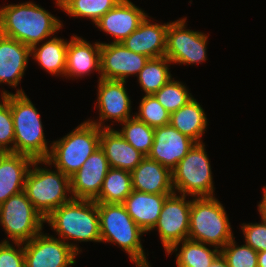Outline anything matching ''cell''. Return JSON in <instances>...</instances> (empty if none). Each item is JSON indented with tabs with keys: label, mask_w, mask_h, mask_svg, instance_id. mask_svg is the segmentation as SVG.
Instances as JSON below:
<instances>
[{
	"label": "cell",
	"mask_w": 266,
	"mask_h": 267,
	"mask_svg": "<svg viewBox=\"0 0 266 267\" xmlns=\"http://www.w3.org/2000/svg\"><path fill=\"white\" fill-rule=\"evenodd\" d=\"M62 25L59 19L34 2L0 8V34L29 47L54 36Z\"/></svg>",
	"instance_id": "6da1fadb"
},
{
	"label": "cell",
	"mask_w": 266,
	"mask_h": 267,
	"mask_svg": "<svg viewBox=\"0 0 266 267\" xmlns=\"http://www.w3.org/2000/svg\"><path fill=\"white\" fill-rule=\"evenodd\" d=\"M45 222L78 254L81 251L78 245L68 240L101 242L98 206L94 200L72 199L52 211Z\"/></svg>",
	"instance_id": "7a4b0ae2"
},
{
	"label": "cell",
	"mask_w": 266,
	"mask_h": 267,
	"mask_svg": "<svg viewBox=\"0 0 266 267\" xmlns=\"http://www.w3.org/2000/svg\"><path fill=\"white\" fill-rule=\"evenodd\" d=\"M9 93V105L14 125V153L27 155L34 160H46L51 151V144L45 138L40 114L27 97L23 89Z\"/></svg>",
	"instance_id": "3957f363"
},
{
	"label": "cell",
	"mask_w": 266,
	"mask_h": 267,
	"mask_svg": "<svg viewBox=\"0 0 266 267\" xmlns=\"http://www.w3.org/2000/svg\"><path fill=\"white\" fill-rule=\"evenodd\" d=\"M101 242L119 245L137 267H151L141 239L145 232L133 221L123 203H97Z\"/></svg>",
	"instance_id": "277c9868"
},
{
	"label": "cell",
	"mask_w": 266,
	"mask_h": 267,
	"mask_svg": "<svg viewBox=\"0 0 266 267\" xmlns=\"http://www.w3.org/2000/svg\"><path fill=\"white\" fill-rule=\"evenodd\" d=\"M101 128L84 121L69 134L53 141L51 151L42 165L59 169L64 175L72 177L85 163L88 157L100 147Z\"/></svg>",
	"instance_id": "5b68a950"
},
{
	"label": "cell",
	"mask_w": 266,
	"mask_h": 267,
	"mask_svg": "<svg viewBox=\"0 0 266 267\" xmlns=\"http://www.w3.org/2000/svg\"><path fill=\"white\" fill-rule=\"evenodd\" d=\"M225 207L215 197L191 200L188 239L220 248L234 237Z\"/></svg>",
	"instance_id": "8992f818"
},
{
	"label": "cell",
	"mask_w": 266,
	"mask_h": 267,
	"mask_svg": "<svg viewBox=\"0 0 266 267\" xmlns=\"http://www.w3.org/2000/svg\"><path fill=\"white\" fill-rule=\"evenodd\" d=\"M38 164H41V160L33 161L26 176L24 191L33 206L46 218L62 204L71 201L73 197L70 177L57 168L52 171L40 168ZM69 193L70 196H67Z\"/></svg>",
	"instance_id": "52a82bcc"
},
{
	"label": "cell",
	"mask_w": 266,
	"mask_h": 267,
	"mask_svg": "<svg viewBox=\"0 0 266 267\" xmlns=\"http://www.w3.org/2000/svg\"><path fill=\"white\" fill-rule=\"evenodd\" d=\"M174 192L193 197H214L211 165L204 143H195L172 170Z\"/></svg>",
	"instance_id": "ba28073f"
},
{
	"label": "cell",
	"mask_w": 266,
	"mask_h": 267,
	"mask_svg": "<svg viewBox=\"0 0 266 267\" xmlns=\"http://www.w3.org/2000/svg\"><path fill=\"white\" fill-rule=\"evenodd\" d=\"M45 218L33 206L25 191L0 205V224L13 243H26L43 230Z\"/></svg>",
	"instance_id": "9c48e42d"
},
{
	"label": "cell",
	"mask_w": 266,
	"mask_h": 267,
	"mask_svg": "<svg viewBox=\"0 0 266 267\" xmlns=\"http://www.w3.org/2000/svg\"><path fill=\"white\" fill-rule=\"evenodd\" d=\"M186 19L169 22L165 56L177 64H199L206 61L208 36L199 31L186 29Z\"/></svg>",
	"instance_id": "30bf717a"
},
{
	"label": "cell",
	"mask_w": 266,
	"mask_h": 267,
	"mask_svg": "<svg viewBox=\"0 0 266 267\" xmlns=\"http://www.w3.org/2000/svg\"><path fill=\"white\" fill-rule=\"evenodd\" d=\"M186 195L172 193L167 196L159 219L154 226L165 252L176 243L188 239L191 200H185Z\"/></svg>",
	"instance_id": "8fae6325"
},
{
	"label": "cell",
	"mask_w": 266,
	"mask_h": 267,
	"mask_svg": "<svg viewBox=\"0 0 266 267\" xmlns=\"http://www.w3.org/2000/svg\"><path fill=\"white\" fill-rule=\"evenodd\" d=\"M42 231L23 243L25 267H69L78 253L62 239Z\"/></svg>",
	"instance_id": "7c38bea8"
},
{
	"label": "cell",
	"mask_w": 266,
	"mask_h": 267,
	"mask_svg": "<svg viewBox=\"0 0 266 267\" xmlns=\"http://www.w3.org/2000/svg\"><path fill=\"white\" fill-rule=\"evenodd\" d=\"M150 58L127 49L120 43H101L100 78L126 81L130 75H138Z\"/></svg>",
	"instance_id": "4fadbf2b"
},
{
	"label": "cell",
	"mask_w": 266,
	"mask_h": 267,
	"mask_svg": "<svg viewBox=\"0 0 266 267\" xmlns=\"http://www.w3.org/2000/svg\"><path fill=\"white\" fill-rule=\"evenodd\" d=\"M125 84L126 81L99 79L96 102L98 106L95 105L100 112L99 122L91 120V123L101 129L112 128V126L105 125L104 122L110 119L122 123L134 117L131 115V100L125 89Z\"/></svg>",
	"instance_id": "5bb4252c"
},
{
	"label": "cell",
	"mask_w": 266,
	"mask_h": 267,
	"mask_svg": "<svg viewBox=\"0 0 266 267\" xmlns=\"http://www.w3.org/2000/svg\"><path fill=\"white\" fill-rule=\"evenodd\" d=\"M110 168L105 152L99 147L70 177L73 199L95 200L99 196L102 183Z\"/></svg>",
	"instance_id": "9a60e30c"
},
{
	"label": "cell",
	"mask_w": 266,
	"mask_h": 267,
	"mask_svg": "<svg viewBox=\"0 0 266 267\" xmlns=\"http://www.w3.org/2000/svg\"><path fill=\"white\" fill-rule=\"evenodd\" d=\"M196 142L170 124L155 128L154 140L148 155L171 171Z\"/></svg>",
	"instance_id": "2e32d148"
},
{
	"label": "cell",
	"mask_w": 266,
	"mask_h": 267,
	"mask_svg": "<svg viewBox=\"0 0 266 267\" xmlns=\"http://www.w3.org/2000/svg\"><path fill=\"white\" fill-rule=\"evenodd\" d=\"M147 14L130 0H120L118 4L106 12L95 25L100 30L110 34L120 43L134 32Z\"/></svg>",
	"instance_id": "e0dca14e"
},
{
	"label": "cell",
	"mask_w": 266,
	"mask_h": 267,
	"mask_svg": "<svg viewBox=\"0 0 266 267\" xmlns=\"http://www.w3.org/2000/svg\"><path fill=\"white\" fill-rule=\"evenodd\" d=\"M146 16L139 27L121 43L129 50L145 55L146 57L159 58L165 56L168 22L164 24L151 23Z\"/></svg>",
	"instance_id": "ac0fdd59"
},
{
	"label": "cell",
	"mask_w": 266,
	"mask_h": 267,
	"mask_svg": "<svg viewBox=\"0 0 266 267\" xmlns=\"http://www.w3.org/2000/svg\"><path fill=\"white\" fill-rule=\"evenodd\" d=\"M31 47L0 34V84L17 87L24 76Z\"/></svg>",
	"instance_id": "d6986e66"
},
{
	"label": "cell",
	"mask_w": 266,
	"mask_h": 267,
	"mask_svg": "<svg viewBox=\"0 0 266 267\" xmlns=\"http://www.w3.org/2000/svg\"><path fill=\"white\" fill-rule=\"evenodd\" d=\"M34 159L19 153H0V205L24 191L27 173Z\"/></svg>",
	"instance_id": "ffe728a7"
},
{
	"label": "cell",
	"mask_w": 266,
	"mask_h": 267,
	"mask_svg": "<svg viewBox=\"0 0 266 267\" xmlns=\"http://www.w3.org/2000/svg\"><path fill=\"white\" fill-rule=\"evenodd\" d=\"M133 190L149 194H172V171L145 156L131 172Z\"/></svg>",
	"instance_id": "44dd1931"
},
{
	"label": "cell",
	"mask_w": 266,
	"mask_h": 267,
	"mask_svg": "<svg viewBox=\"0 0 266 267\" xmlns=\"http://www.w3.org/2000/svg\"><path fill=\"white\" fill-rule=\"evenodd\" d=\"M100 48V42L91 44L85 39L73 35L67 46L65 78L66 76L82 78L94 70L100 74Z\"/></svg>",
	"instance_id": "7402d4cb"
},
{
	"label": "cell",
	"mask_w": 266,
	"mask_h": 267,
	"mask_svg": "<svg viewBox=\"0 0 266 267\" xmlns=\"http://www.w3.org/2000/svg\"><path fill=\"white\" fill-rule=\"evenodd\" d=\"M100 147L105 152L111 168L132 172L145 157L114 128L101 129Z\"/></svg>",
	"instance_id": "603a6c76"
},
{
	"label": "cell",
	"mask_w": 266,
	"mask_h": 267,
	"mask_svg": "<svg viewBox=\"0 0 266 267\" xmlns=\"http://www.w3.org/2000/svg\"><path fill=\"white\" fill-rule=\"evenodd\" d=\"M168 195L133 190L123 204L133 221L147 233L156 225Z\"/></svg>",
	"instance_id": "cb8c5ba5"
},
{
	"label": "cell",
	"mask_w": 266,
	"mask_h": 267,
	"mask_svg": "<svg viewBox=\"0 0 266 267\" xmlns=\"http://www.w3.org/2000/svg\"><path fill=\"white\" fill-rule=\"evenodd\" d=\"M207 120L204 109L193 98L179 110L170 114L169 124L196 143H202L201 136L207 129Z\"/></svg>",
	"instance_id": "d4e9b609"
},
{
	"label": "cell",
	"mask_w": 266,
	"mask_h": 267,
	"mask_svg": "<svg viewBox=\"0 0 266 267\" xmlns=\"http://www.w3.org/2000/svg\"><path fill=\"white\" fill-rule=\"evenodd\" d=\"M38 45V46H37ZM68 41L58 37L51 39L39 46L35 44L31 47V56L37 63L52 75H65L66 56Z\"/></svg>",
	"instance_id": "484cf974"
},
{
	"label": "cell",
	"mask_w": 266,
	"mask_h": 267,
	"mask_svg": "<svg viewBox=\"0 0 266 267\" xmlns=\"http://www.w3.org/2000/svg\"><path fill=\"white\" fill-rule=\"evenodd\" d=\"M180 243V251L176 254L177 267H208L220 254V249L211 250L205 243L190 239L176 243L166 254L178 251Z\"/></svg>",
	"instance_id": "4316f807"
},
{
	"label": "cell",
	"mask_w": 266,
	"mask_h": 267,
	"mask_svg": "<svg viewBox=\"0 0 266 267\" xmlns=\"http://www.w3.org/2000/svg\"><path fill=\"white\" fill-rule=\"evenodd\" d=\"M133 191L131 172L110 168L105 176L96 203H123Z\"/></svg>",
	"instance_id": "83f0119b"
},
{
	"label": "cell",
	"mask_w": 266,
	"mask_h": 267,
	"mask_svg": "<svg viewBox=\"0 0 266 267\" xmlns=\"http://www.w3.org/2000/svg\"><path fill=\"white\" fill-rule=\"evenodd\" d=\"M171 63L172 62L166 56L148 60L137 75L138 82L145 92V95H154L162 86L172 79L168 68Z\"/></svg>",
	"instance_id": "f1b7e54d"
},
{
	"label": "cell",
	"mask_w": 266,
	"mask_h": 267,
	"mask_svg": "<svg viewBox=\"0 0 266 267\" xmlns=\"http://www.w3.org/2000/svg\"><path fill=\"white\" fill-rule=\"evenodd\" d=\"M57 7L69 16L85 17L94 24L109 10L113 9L120 0H55Z\"/></svg>",
	"instance_id": "f546056e"
},
{
	"label": "cell",
	"mask_w": 266,
	"mask_h": 267,
	"mask_svg": "<svg viewBox=\"0 0 266 267\" xmlns=\"http://www.w3.org/2000/svg\"><path fill=\"white\" fill-rule=\"evenodd\" d=\"M122 129L120 135L137 151L144 156H148L154 140L155 129L148 126L145 122L138 120L135 116L120 123Z\"/></svg>",
	"instance_id": "4dcf8cb0"
},
{
	"label": "cell",
	"mask_w": 266,
	"mask_h": 267,
	"mask_svg": "<svg viewBox=\"0 0 266 267\" xmlns=\"http://www.w3.org/2000/svg\"><path fill=\"white\" fill-rule=\"evenodd\" d=\"M154 96L170 114L176 112L193 99L185 84L174 80V78L162 86Z\"/></svg>",
	"instance_id": "1f68e13d"
},
{
	"label": "cell",
	"mask_w": 266,
	"mask_h": 267,
	"mask_svg": "<svg viewBox=\"0 0 266 267\" xmlns=\"http://www.w3.org/2000/svg\"><path fill=\"white\" fill-rule=\"evenodd\" d=\"M152 128L168 125L170 113L158 102L154 95H144L140 101L139 110L134 115Z\"/></svg>",
	"instance_id": "d6a6232c"
},
{
	"label": "cell",
	"mask_w": 266,
	"mask_h": 267,
	"mask_svg": "<svg viewBox=\"0 0 266 267\" xmlns=\"http://www.w3.org/2000/svg\"><path fill=\"white\" fill-rule=\"evenodd\" d=\"M233 237L221 250L220 253L227 261L228 267H258V252L246 243L236 245Z\"/></svg>",
	"instance_id": "836d02e7"
},
{
	"label": "cell",
	"mask_w": 266,
	"mask_h": 267,
	"mask_svg": "<svg viewBox=\"0 0 266 267\" xmlns=\"http://www.w3.org/2000/svg\"><path fill=\"white\" fill-rule=\"evenodd\" d=\"M0 100V153H14V125L9 105V93L1 94Z\"/></svg>",
	"instance_id": "e575fe53"
},
{
	"label": "cell",
	"mask_w": 266,
	"mask_h": 267,
	"mask_svg": "<svg viewBox=\"0 0 266 267\" xmlns=\"http://www.w3.org/2000/svg\"><path fill=\"white\" fill-rule=\"evenodd\" d=\"M261 219V223H243L241 225L246 244L257 252L266 250V221Z\"/></svg>",
	"instance_id": "d590c367"
},
{
	"label": "cell",
	"mask_w": 266,
	"mask_h": 267,
	"mask_svg": "<svg viewBox=\"0 0 266 267\" xmlns=\"http://www.w3.org/2000/svg\"><path fill=\"white\" fill-rule=\"evenodd\" d=\"M13 244L18 248L15 249L8 238L0 242V267H25L23 243Z\"/></svg>",
	"instance_id": "8d00e7d4"
},
{
	"label": "cell",
	"mask_w": 266,
	"mask_h": 267,
	"mask_svg": "<svg viewBox=\"0 0 266 267\" xmlns=\"http://www.w3.org/2000/svg\"><path fill=\"white\" fill-rule=\"evenodd\" d=\"M208 267H228V264L220 253Z\"/></svg>",
	"instance_id": "74e56055"
},
{
	"label": "cell",
	"mask_w": 266,
	"mask_h": 267,
	"mask_svg": "<svg viewBox=\"0 0 266 267\" xmlns=\"http://www.w3.org/2000/svg\"><path fill=\"white\" fill-rule=\"evenodd\" d=\"M257 264L258 267H266V250L258 252Z\"/></svg>",
	"instance_id": "f35d334b"
},
{
	"label": "cell",
	"mask_w": 266,
	"mask_h": 267,
	"mask_svg": "<svg viewBox=\"0 0 266 267\" xmlns=\"http://www.w3.org/2000/svg\"><path fill=\"white\" fill-rule=\"evenodd\" d=\"M263 197L262 200L258 204V208H266V186L263 187Z\"/></svg>",
	"instance_id": "ab89813d"
},
{
	"label": "cell",
	"mask_w": 266,
	"mask_h": 267,
	"mask_svg": "<svg viewBox=\"0 0 266 267\" xmlns=\"http://www.w3.org/2000/svg\"><path fill=\"white\" fill-rule=\"evenodd\" d=\"M258 212L261 215V218L266 221V208H258Z\"/></svg>",
	"instance_id": "60d3db41"
}]
</instances>
